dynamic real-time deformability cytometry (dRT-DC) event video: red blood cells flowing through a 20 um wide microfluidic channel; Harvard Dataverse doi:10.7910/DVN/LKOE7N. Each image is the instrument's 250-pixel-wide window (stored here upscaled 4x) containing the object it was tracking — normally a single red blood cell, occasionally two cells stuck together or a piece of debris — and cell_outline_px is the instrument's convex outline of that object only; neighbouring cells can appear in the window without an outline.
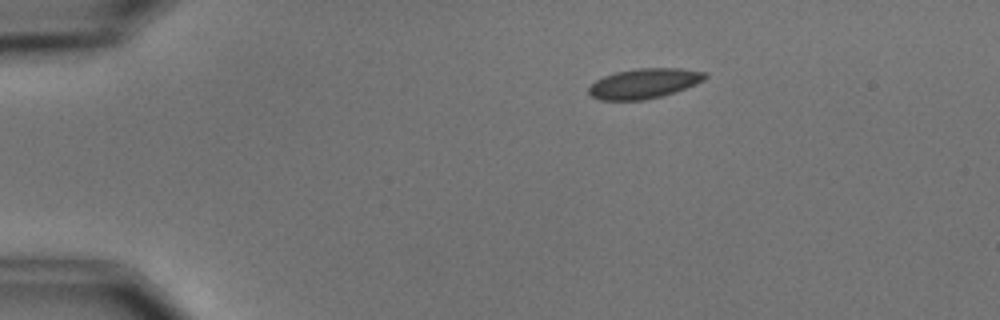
{"species": "common noctule bat (a hibernating species)", "species_latin": "Nyctalus noctula", "temperature_condition": "cold", "stored_images_in_passage": 3, "camera_frame_rate_fps": 3000, "um_per_image_px": 0.085, "animal": {"sex": "male", "body_mass_g": 15.6}, "frame": {"image": 1, "passage_image": 1, "time_ms": 0.0, "image_size_px": [1000, 320], "cell_outline_px": [[708, 76], [704, 80], [696, 84], [676, 92], [644, 100], [600, 100], [592, 96], [588, 92], [588, 88], [596, 80], [604, 76], [616, 72], [636, 68], [680, 68], [708, 72]], "centroid_in_image_um": [54.78, 7.09], "position_along_channel_um": 30.2, "area_um2": 20.4}}